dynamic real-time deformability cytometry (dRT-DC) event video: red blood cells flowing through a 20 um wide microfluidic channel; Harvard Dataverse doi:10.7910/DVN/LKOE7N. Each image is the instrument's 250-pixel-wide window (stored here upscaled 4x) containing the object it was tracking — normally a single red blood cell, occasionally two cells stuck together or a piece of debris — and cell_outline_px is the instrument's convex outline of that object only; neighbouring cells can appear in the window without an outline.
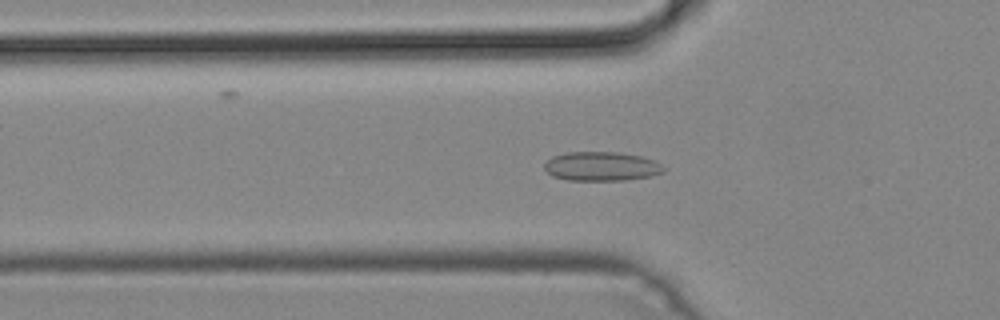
{"species": "common noctule bat (a hibernating species)", "species_latin": "Nyctalus noctula", "temperature_condition": "cold", "stored_images_in_passage": 17, "camera_frame_rate_fps": 3000, "um_per_image_px": 0.085, "animal": {"sex": "male", "body_mass_g": 19.2, "forearm_length_mm": 51.8}, "frame": {"image": 1, "passage_image": 15, "time_ms": 4.667, "image_size_px": [1000, 320], "cell_outline_px": [[664, 172], [648, 176], [624, 180], [568, 180], [552, 176], [544, 168], [544, 164], [552, 156], [564, 152], [616, 152], [640, 156], [652, 160], [660, 164], [664, 168]], "centroid_in_image_um": [51.07, 14.13], "position_along_channel_um": 74.7, "area_um2": 20.06}}